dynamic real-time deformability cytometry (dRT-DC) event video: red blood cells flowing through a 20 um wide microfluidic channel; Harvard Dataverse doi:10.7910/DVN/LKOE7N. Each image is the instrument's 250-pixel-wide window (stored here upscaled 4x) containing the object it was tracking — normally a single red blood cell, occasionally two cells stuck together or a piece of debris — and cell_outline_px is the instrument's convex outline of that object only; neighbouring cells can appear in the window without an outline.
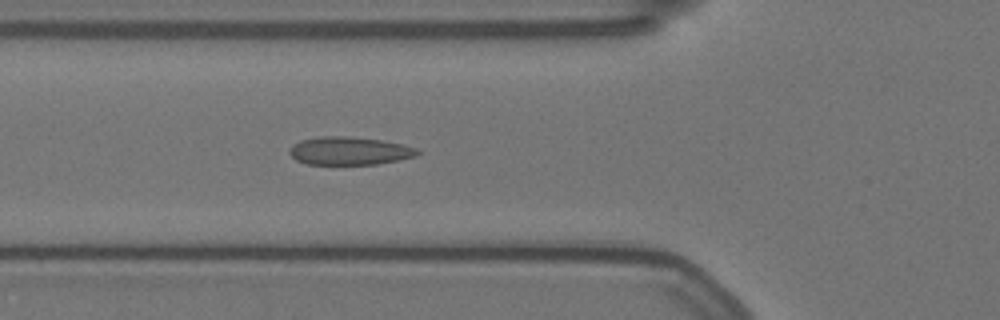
{"species": "Egyptian fruit bat (a non-hibernating species)", "species_latin": "Rousettus aegyptiacus", "temperature_condition": "warm", "stored_images_in_passage": 45, "camera_frame_rate_fps": 3000, "um_per_image_px": 0.085, "animal": {"sex": "female"}, "frame": {"image": 1, "passage_image": 8, "time_ms": 2.333, "image_size_px": [1000, 320], "cell_outline_px": [[420, 152], [416, 156], [376, 164], [308, 164], [296, 160], [288, 152], [292, 144], [300, 140], [320, 136], [348, 136], [380, 140], [404, 144], [416, 148]], "centroid_in_image_um": [29.67, 12.81], "position_along_channel_um": 96.1, "area_um2": 20.87}}
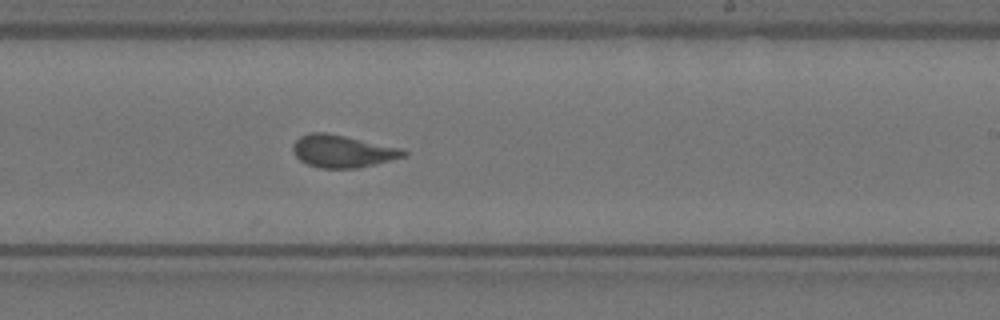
{"frame": {"image": 2, "passage_image": 22, "time_ms": 7.0, "image_size_px": [1000, 320], "cell_outline_px": [[408, 152], [404, 156], [356, 168], [320, 168], [308, 164], [300, 160], [292, 152], [292, 144], [300, 136], [308, 132], [328, 132], [404, 148]], "centroid_in_image_um": [29.08, 12.83], "position_along_channel_um": 259.9, "area_um2": 20.98}}
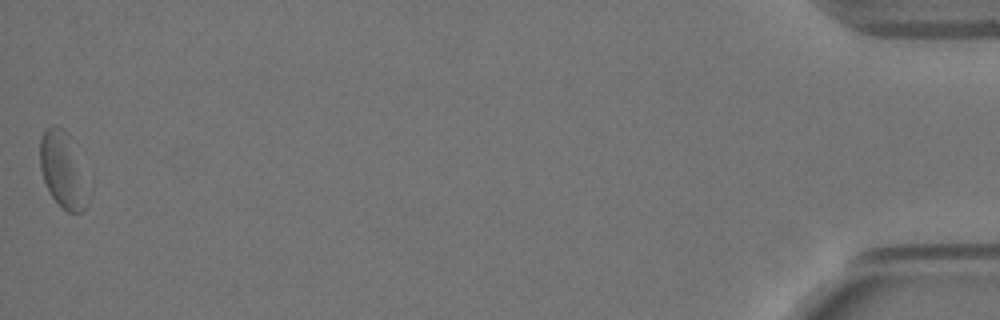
{"frame": {"image": 3, "passage_image": 45, "time_ms": 14.667, "image_size_px": [1000, 320], "cell_outline_px": [[92, 188], [88, 204], [80, 212], [68, 212], [52, 196], [44, 180], [40, 168], [40, 136], [44, 128], [52, 124], [56, 124], [64, 128]], "centroid_in_image_um": [5.38, 14.44], "position_along_channel_um": 429.8, "area_um2": 21.62}, "authors_computed_cell_mechanics": {"area_um2": 20.6346, "velocity_mm_per_s": 3.5039, "shape_relaxation_time_tau1_ms": null, "shape_relaxation_time_tau2_ms": 1.1708, "deformation_change_tau1": null, "deformation_change_tau2": 0.0706}}